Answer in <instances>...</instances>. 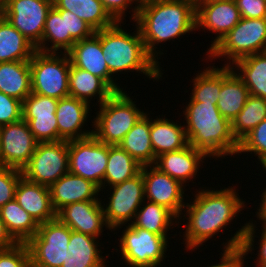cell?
<instances>
[{
	"label": "cell",
	"mask_w": 266,
	"mask_h": 267,
	"mask_svg": "<svg viewBox=\"0 0 266 267\" xmlns=\"http://www.w3.org/2000/svg\"><path fill=\"white\" fill-rule=\"evenodd\" d=\"M235 190L234 187L216 191L203 189L197 191L192 204L186 203V215L183 217L188 216V221L183 235L187 249L195 250L203 245L242 211L245 201L240 199Z\"/></svg>",
	"instance_id": "1"
},
{
	"label": "cell",
	"mask_w": 266,
	"mask_h": 267,
	"mask_svg": "<svg viewBox=\"0 0 266 267\" xmlns=\"http://www.w3.org/2000/svg\"><path fill=\"white\" fill-rule=\"evenodd\" d=\"M147 53L158 63L156 44L179 38L196 30V3L193 0H159L138 10L135 21ZM157 57V58H156Z\"/></svg>",
	"instance_id": "2"
},
{
	"label": "cell",
	"mask_w": 266,
	"mask_h": 267,
	"mask_svg": "<svg viewBox=\"0 0 266 267\" xmlns=\"http://www.w3.org/2000/svg\"><path fill=\"white\" fill-rule=\"evenodd\" d=\"M187 105L183 114L189 145L210 158L237 154L239 142L233 135L232 123L221 115L217 105L201 102H188Z\"/></svg>",
	"instance_id": "3"
},
{
	"label": "cell",
	"mask_w": 266,
	"mask_h": 267,
	"mask_svg": "<svg viewBox=\"0 0 266 267\" xmlns=\"http://www.w3.org/2000/svg\"><path fill=\"white\" fill-rule=\"evenodd\" d=\"M136 28V33L130 34L122 29L121 22H116L111 27L95 31L100 39L108 70L111 75L135 70L158 81L162 77L161 68L147 53L140 31Z\"/></svg>",
	"instance_id": "4"
},
{
	"label": "cell",
	"mask_w": 266,
	"mask_h": 267,
	"mask_svg": "<svg viewBox=\"0 0 266 267\" xmlns=\"http://www.w3.org/2000/svg\"><path fill=\"white\" fill-rule=\"evenodd\" d=\"M125 91L115 92L99 105L93 136L107 145H119L145 112L134 104Z\"/></svg>",
	"instance_id": "5"
},
{
	"label": "cell",
	"mask_w": 266,
	"mask_h": 267,
	"mask_svg": "<svg viewBox=\"0 0 266 267\" xmlns=\"http://www.w3.org/2000/svg\"><path fill=\"white\" fill-rule=\"evenodd\" d=\"M61 54L37 50L33 53L29 61L33 93L58 100L69 96L71 61L68 53Z\"/></svg>",
	"instance_id": "6"
},
{
	"label": "cell",
	"mask_w": 266,
	"mask_h": 267,
	"mask_svg": "<svg viewBox=\"0 0 266 267\" xmlns=\"http://www.w3.org/2000/svg\"><path fill=\"white\" fill-rule=\"evenodd\" d=\"M266 52V18H241L207 54L213 59L226 57L232 65L239 59Z\"/></svg>",
	"instance_id": "7"
},
{
	"label": "cell",
	"mask_w": 266,
	"mask_h": 267,
	"mask_svg": "<svg viewBox=\"0 0 266 267\" xmlns=\"http://www.w3.org/2000/svg\"><path fill=\"white\" fill-rule=\"evenodd\" d=\"M94 33L95 30L76 14L52 7L45 21L42 40L35 48L46 53H68L77 41ZM47 41L52 44L51 47L46 45ZM59 49L64 52H57Z\"/></svg>",
	"instance_id": "8"
},
{
	"label": "cell",
	"mask_w": 266,
	"mask_h": 267,
	"mask_svg": "<svg viewBox=\"0 0 266 267\" xmlns=\"http://www.w3.org/2000/svg\"><path fill=\"white\" fill-rule=\"evenodd\" d=\"M71 229L57 218L44 222L26 243L31 267H61L68 255Z\"/></svg>",
	"instance_id": "9"
},
{
	"label": "cell",
	"mask_w": 266,
	"mask_h": 267,
	"mask_svg": "<svg viewBox=\"0 0 266 267\" xmlns=\"http://www.w3.org/2000/svg\"><path fill=\"white\" fill-rule=\"evenodd\" d=\"M123 231L119 247L127 265L130 267H157L161 261L163 262L168 246L167 236L133 227L130 224Z\"/></svg>",
	"instance_id": "10"
},
{
	"label": "cell",
	"mask_w": 266,
	"mask_h": 267,
	"mask_svg": "<svg viewBox=\"0 0 266 267\" xmlns=\"http://www.w3.org/2000/svg\"><path fill=\"white\" fill-rule=\"evenodd\" d=\"M69 172L68 141L37 143L22 175L29 181L50 187Z\"/></svg>",
	"instance_id": "11"
},
{
	"label": "cell",
	"mask_w": 266,
	"mask_h": 267,
	"mask_svg": "<svg viewBox=\"0 0 266 267\" xmlns=\"http://www.w3.org/2000/svg\"><path fill=\"white\" fill-rule=\"evenodd\" d=\"M69 172L83 177L103 189L108 162V145L93 135L68 141Z\"/></svg>",
	"instance_id": "12"
},
{
	"label": "cell",
	"mask_w": 266,
	"mask_h": 267,
	"mask_svg": "<svg viewBox=\"0 0 266 267\" xmlns=\"http://www.w3.org/2000/svg\"><path fill=\"white\" fill-rule=\"evenodd\" d=\"M52 7L53 0H3L1 14L36 47Z\"/></svg>",
	"instance_id": "13"
},
{
	"label": "cell",
	"mask_w": 266,
	"mask_h": 267,
	"mask_svg": "<svg viewBox=\"0 0 266 267\" xmlns=\"http://www.w3.org/2000/svg\"><path fill=\"white\" fill-rule=\"evenodd\" d=\"M110 187L113 190L110 200L102 207L106 223L114 231L132 219L134 221L136 212L145 202L142 168L134 177Z\"/></svg>",
	"instance_id": "14"
},
{
	"label": "cell",
	"mask_w": 266,
	"mask_h": 267,
	"mask_svg": "<svg viewBox=\"0 0 266 267\" xmlns=\"http://www.w3.org/2000/svg\"><path fill=\"white\" fill-rule=\"evenodd\" d=\"M37 143L23 119L0 126V166L22 170L29 163Z\"/></svg>",
	"instance_id": "15"
},
{
	"label": "cell",
	"mask_w": 266,
	"mask_h": 267,
	"mask_svg": "<svg viewBox=\"0 0 266 267\" xmlns=\"http://www.w3.org/2000/svg\"><path fill=\"white\" fill-rule=\"evenodd\" d=\"M142 174L145 200L164 206L178 219H181L182 210H186V204L183 202L185 186L180 181L161 172L154 165L142 166Z\"/></svg>",
	"instance_id": "16"
},
{
	"label": "cell",
	"mask_w": 266,
	"mask_h": 267,
	"mask_svg": "<svg viewBox=\"0 0 266 267\" xmlns=\"http://www.w3.org/2000/svg\"><path fill=\"white\" fill-rule=\"evenodd\" d=\"M241 16L235 0H220L208 3H196V29L216 32L217 37L211 42L208 53L240 21Z\"/></svg>",
	"instance_id": "17"
},
{
	"label": "cell",
	"mask_w": 266,
	"mask_h": 267,
	"mask_svg": "<svg viewBox=\"0 0 266 267\" xmlns=\"http://www.w3.org/2000/svg\"><path fill=\"white\" fill-rule=\"evenodd\" d=\"M101 204V201L75 202L60 209L56 218L72 231L98 238L104 226L111 230Z\"/></svg>",
	"instance_id": "18"
},
{
	"label": "cell",
	"mask_w": 266,
	"mask_h": 267,
	"mask_svg": "<svg viewBox=\"0 0 266 267\" xmlns=\"http://www.w3.org/2000/svg\"><path fill=\"white\" fill-rule=\"evenodd\" d=\"M71 64L103 79L115 92L123 91L113 80L102 52L99 37L92 36L77 41L68 52Z\"/></svg>",
	"instance_id": "19"
},
{
	"label": "cell",
	"mask_w": 266,
	"mask_h": 267,
	"mask_svg": "<svg viewBox=\"0 0 266 267\" xmlns=\"http://www.w3.org/2000/svg\"><path fill=\"white\" fill-rule=\"evenodd\" d=\"M90 104L75 97L67 96L58 100L55 112L58 122V142L77 140L92 136L93 130L82 131L90 113Z\"/></svg>",
	"instance_id": "20"
},
{
	"label": "cell",
	"mask_w": 266,
	"mask_h": 267,
	"mask_svg": "<svg viewBox=\"0 0 266 267\" xmlns=\"http://www.w3.org/2000/svg\"><path fill=\"white\" fill-rule=\"evenodd\" d=\"M15 199L39 225L56 219L48 186L31 182L22 176L16 187Z\"/></svg>",
	"instance_id": "21"
},
{
	"label": "cell",
	"mask_w": 266,
	"mask_h": 267,
	"mask_svg": "<svg viewBox=\"0 0 266 267\" xmlns=\"http://www.w3.org/2000/svg\"><path fill=\"white\" fill-rule=\"evenodd\" d=\"M49 188L51 203L56 213L75 202L100 201L97 195L101 190L96 184L70 172L60 177Z\"/></svg>",
	"instance_id": "22"
},
{
	"label": "cell",
	"mask_w": 266,
	"mask_h": 267,
	"mask_svg": "<svg viewBox=\"0 0 266 267\" xmlns=\"http://www.w3.org/2000/svg\"><path fill=\"white\" fill-rule=\"evenodd\" d=\"M206 157L208 158L203 151L188 144L183 149L160 154L156 158L154 166L184 185L197 175L199 166Z\"/></svg>",
	"instance_id": "23"
},
{
	"label": "cell",
	"mask_w": 266,
	"mask_h": 267,
	"mask_svg": "<svg viewBox=\"0 0 266 267\" xmlns=\"http://www.w3.org/2000/svg\"><path fill=\"white\" fill-rule=\"evenodd\" d=\"M235 68L225 64L221 68V90L217 108L221 115L231 122L243 109L249 97V90L243 80L236 74Z\"/></svg>",
	"instance_id": "24"
},
{
	"label": "cell",
	"mask_w": 266,
	"mask_h": 267,
	"mask_svg": "<svg viewBox=\"0 0 266 267\" xmlns=\"http://www.w3.org/2000/svg\"><path fill=\"white\" fill-rule=\"evenodd\" d=\"M115 91L101 78L70 64L69 69V96L75 97L86 103L98 97L101 105L110 98Z\"/></svg>",
	"instance_id": "25"
},
{
	"label": "cell",
	"mask_w": 266,
	"mask_h": 267,
	"mask_svg": "<svg viewBox=\"0 0 266 267\" xmlns=\"http://www.w3.org/2000/svg\"><path fill=\"white\" fill-rule=\"evenodd\" d=\"M98 238L71 230L68 255L61 267H105Z\"/></svg>",
	"instance_id": "26"
},
{
	"label": "cell",
	"mask_w": 266,
	"mask_h": 267,
	"mask_svg": "<svg viewBox=\"0 0 266 267\" xmlns=\"http://www.w3.org/2000/svg\"><path fill=\"white\" fill-rule=\"evenodd\" d=\"M148 115L145 113L119 143L142 166L154 165L157 158L151 144V120Z\"/></svg>",
	"instance_id": "27"
},
{
	"label": "cell",
	"mask_w": 266,
	"mask_h": 267,
	"mask_svg": "<svg viewBox=\"0 0 266 267\" xmlns=\"http://www.w3.org/2000/svg\"><path fill=\"white\" fill-rule=\"evenodd\" d=\"M150 139L156 157L165 152L177 151L188 145L184 125L165 118L151 119Z\"/></svg>",
	"instance_id": "28"
},
{
	"label": "cell",
	"mask_w": 266,
	"mask_h": 267,
	"mask_svg": "<svg viewBox=\"0 0 266 267\" xmlns=\"http://www.w3.org/2000/svg\"><path fill=\"white\" fill-rule=\"evenodd\" d=\"M0 91L23 101L32 92L30 62H0Z\"/></svg>",
	"instance_id": "29"
},
{
	"label": "cell",
	"mask_w": 266,
	"mask_h": 267,
	"mask_svg": "<svg viewBox=\"0 0 266 267\" xmlns=\"http://www.w3.org/2000/svg\"><path fill=\"white\" fill-rule=\"evenodd\" d=\"M36 48L0 14V62L30 61Z\"/></svg>",
	"instance_id": "30"
},
{
	"label": "cell",
	"mask_w": 266,
	"mask_h": 267,
	"mask_svg": "<svg viewBox=\"0 0 266 267\" xmlns=\"http://www.w3.org/2000/svg\"><path fill=\"white\" fill-rule=\"evenodd\" d=\"M53 7L71 11L95 31L111 27L116 23L100 0H53Z\"/></svg>",
	"instance_id": "31"
},
{
	"label": "cell",
	"mask_w": 266,
	"mask_h": 267,
	"mask_svg": "<svg viewBox=\"0 0 266 267\" xmlns=\"http://www.w3.org/2000/svg\"><path fill=\"white\" fill-rule=\"evenodd\" d=\"M0 217L8 233L17 243H27L38 232L39 224L18 204L16 199L0 208Z\"/></svg>",
	"instance_id": "32"
},
{
	"label": "cell",
	"mask_w": 266,
	"mask_h": 267,
	"mask_svg": "<svg viewBox=\"0 0 266 267\" xmlns=\"http://www.w3.org/2000/svg\"><path fill=\"white\" fill-rule=\"evenodd\" d=\"M234 67L240 72L236 74L243 80L249 94L266 99V52L239 59Z\"/></svg>",
	"instance_id": "33"
},
{
	"label": "cell",
	"mask_w": 266,
	"mask_h": 267,
	"mask_svg": "<svg viewBox=\"0 0 266 267\" xmlns=\"http://www.w3.org/2000/svg\"><path fill=\"white\" fill-rule=\"evenodd\" d=\"M253 222H248L238 229L234 236L223 245L220 263L209 267H244V260L253 249L255 228ZM225 246V247H224Z\"/></svg>",
	"instance_id": "34"
},
{
	"label": "cell",
	"mask_w": 266,
	"mask_h": 267,
	"mask_svg": "<svg viewBox=\"0 0 266 267\" xmlns=\"http://www.w3.org/2000/svg\"><path fill=\"white\" fill-rule=\"evenodd\" d=\"M141 168L142 165L119 145H108V162L103 180V189H105L106 183L113 186L134 177L141 171Z\"/></svg>",
	"instance_id": "35"
},
{
	"label": "cell",
	"mask_w": 266,
	"mask_h": 267,
	"mask_svg": "<svg viewBox=\"0 0 266 267\" xmlns=\"http://www.w3.org/2000/svg\"><path fill=\"white\" fill-rule=\"evenodd\" d=\"M148 203V204H147ZM146 205L138 209L135 220L130 225L139 227L161 236H167L168 229L173 226L178 218L164 206L147 201Z\"/></svg>",
	"instance_id": "36"
},
{
	"label": "cell",
	"mask_w": 266,
	"mask_h": 267,
	"mask_svg": "<svg viewBox=\"0 0 266 267\" xmlns=\"http://www.w3.org/2000/svg\"><path fill=\"white\" fill-rule=\"evenodd\" d=\"M266 119V99L249 95L246 104L232 123V132L238 142Z\"/></svg>",
	"instance_id": "37"
},
{
	"label": "cell",
	"mask_w": 266,
	"mask_h": 267,
	"mask_svg": "<svg viewBox=\"0 0 266 267\" xmlns=\"http://www.w3.org/2000/svg\"><path fill=\"white\" fill-rule=\"evenodd\" d=\"M193 80L190 102L216 105L221 90V68L207 67L198 73Z\"/></svg>",
	"instance_id": "38"
},
{
	"label": "cell",
	"mask_w": 266,
	"mask_h": 267,
	"mask_svg": "<svg viewBox=\"0 0 266 267\" xmlns=\"http://www.w3.org/2000/svg\"><path fill=\"white\" fill-rule=\"evenodd\" d=\"M29 125L38 143L58 142V122L56 115L22 117Z\"/></svg>",
	"instance_id": "39"
},
{
	"label": "cell",
	"mask_w": 266,
	"mask_h": 267,
	"mask_svg": "<svg viewBox=\"0 0 266 267\" xmlns=\"http://www.w3.org/2000/svg\"><path fill=\"white\" fill-rule=\"evenodd\" d=\"M58 99L31 92L22 101V117L56 115Z\"/></svg>",
	"instance_id": "40"
},
{
	"label": "cell",
	"mask_w": 266,
	"mask_h": 267,
	"mask_svg": "<svg viewBox=\"0 0 266 267\" xmlns=\"http://www.w3.org/2000/svg\"><path fill=\"white\" fill-rule=\"evenodd\" d=\"M254 152L262 163L266 159V119L259 123L247 136L239 142L238 153Z\"/></svg>",
	"instance_id": "41"
},
{
	"label": "cell",
	"mask_w": 266,
	"mask_h": 267,
	"mask_svg": "<svg viewBox=\"0 0 266 267\" xmlns=\"http://www.w3.org/2000/svg\"><path fill=\"white\" fill-rule=\"evenodd\" d=\"M22 170L0 166V208L15 199V191Z\"/></svg>",
	"instance_id": "42"
},
{
	"label": "cell",
	"mask_w": 266,
	"mask_h": 267,
	"mask_svg": "<svg viewBox=\"0 0 266 267\" xmlns=\"http://www.w3.org/2000/svg\"><path fill=\"white\" fill-rule=\"evenodd\" d=\"M0 267H31L30 253L26 243L0 249Z\"/></svg>",
	"instance_id": "43"
},
{
	"label": "cell",
	"mask_w": 266,
	"mask_h": 267,
	"mask_svg": "<svg viewBox=\"0 0 266 267\" xmlns=\"http://www.w3.org/2000/svg\"><path fill=\"white\" fill-rule=\"evenodd\" d=\"M22 101L0 91V126L22 120Z\"/></svg>",
	"instance_id": "44"
},
{
	"label": "cell",
	"mask_w": 266,
	"mask_h": 267,
	"mask_svg": "<svg viewBox=\"0 0 266 267\" xmlns=\"http://www.w3.org/2000/svg\"><path fill=\"white\" fill-rule=\"evenodd\" d=\"M241 18H266L264 0H235Z\"/></svg>",
	"instance_id": "45"
},
{
	"label": "cell",
	"mask_w": 266,
	"mask_h": 267,
	"mask_svg": "<svg viewBox=\"0 0 266 267\" xmlns=\"http://www.w3.org/2000/svg\"><path fill=\"white\" fill-rule=\"evenodd\" d=\"M100 1L102 2L105 10L116 22H122L123 18L125 17V11L129 7V5L132 6L131 4L134 3L133 0H100Z\"/></svg>",
	"instance_id": "46"
},
{
	"label": "cell",
	"mask_w": 266,
	"mask_h": 267,
	"mask_svg": "<svg viewBox=\"0 0 266 267\" xmlns=\"http://www.w3.org/2000/svg\"><path fill=\"white\" fill-rule=\"evenodd\" d=\"M17 242L8 233L3 220L0 217V249H8L14 247Z\"/></svg>",
	"instance_id": "47"
},
{
	"label": "cell",
	"mask_w": 266,
	"mask_h": 267,
	"mask_svg": "<svg viewBox=\"0 0 266 267\" xmlns=\"http://www.w3.org/2000/svg\"><path fill=\"white\" fill-rule=\"evenodd\" d=\"M260 238L258 260L255 265H258V267H266V227H263Z\"/></svg>",
	"instance_id": "48"
},
{
	"label": "cell",
	"mask_w": 266,
	"mask_h": 267,
	"mask_svg": "<svg viewBox=\"0 0 266 267\" xmlns=\"http://www.w3.org/2000/svg\"><path fill=\"white\" fill-rule=\"evenodd\" d=\"M261 203L257 214V219L259 218L260 221L263 222L262 227H266V188L264 189L263 194L261 195Z\"/></svg>",
	"instance_id": "49"
},
{
	"label": "cell",
	"mask_w": 266,
	"mask_h": 267,
	"mask_svg": "<svg viewBox=\"0 0 266 267\" xmlns=\"http://www.w3.org/2000/svg\"><path fill=\"white\" fill-rule=\"evenodd\" d=\"M133 1L136 2L135 4L137 6L135 5L134 8L132 9L133 14H132V17L131 18L133 19V21H135V19L137 17V14H138V10L141 7H143L145 5H148V4H152V3L157 2L159 0H133Z\"/></svg>",
	"instance_id": "50"
},
{
	"label": "cell",
	"mask_w": 266,
	"mask_h": 267,
	"mask_svg": "<svg viewBox=\"0 0 266 267\" xmlns=\"http://www.w3.org/2000/svg\"><path fill=\"white\" fill-rule=\"evenodd\" d=\"M212 1H220V0H197L195 3H208Z\"/></svg>",
	"instance_id": "51"
},
{
	"label": "cell",
	"mask_w": 266,
	"mask_h": 267,
	"mask_svg": "<svg viewBox=\"0 0 266 267\" xmlns=\"http://www.w3.org/2000/svg\"><path fill=\"white\" fill-rule=\"evenodd\" d=\"M263 166V168L265 169V171H266V159L261 163Z\"/></svg>",
	"instance_id": "52"
}]
</instances>
